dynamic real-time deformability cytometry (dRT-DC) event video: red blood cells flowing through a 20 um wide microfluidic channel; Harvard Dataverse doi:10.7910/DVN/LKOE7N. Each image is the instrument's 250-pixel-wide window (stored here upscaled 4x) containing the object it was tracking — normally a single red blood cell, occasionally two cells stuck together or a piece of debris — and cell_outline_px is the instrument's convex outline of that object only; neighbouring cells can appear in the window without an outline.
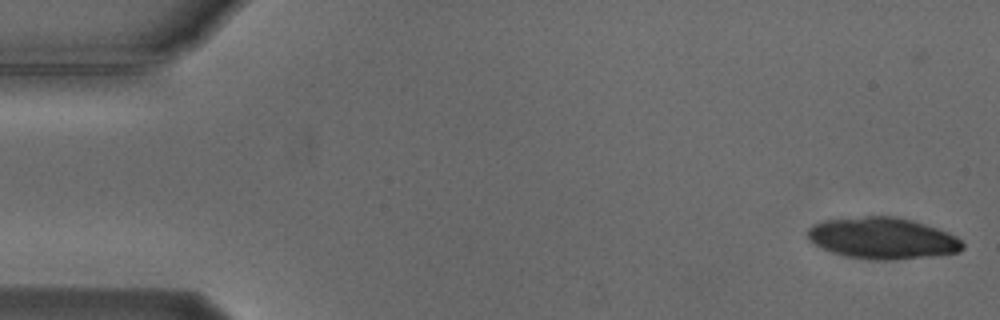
{"species": "Egyptian fruit bat (a non-hibernating species)", "species_latin": "Rousettus aegyptiacus", "temperature_condition": "cold", "stored_images_in_passage": 57, "camera_frame_rate_fps": 3000, "um_per_image_px": 0.085, "animal": {"sex": "male"}, "frame": {"image": 1, "passage_image": 3, "time_ms": 0.667, "image_size_px": [1000, 320], "cell_outline_px": [[964, 248], [960, 252], [936, 256], [896, 260], [868, 260], [844, 256], [832, 252], [812, 244], [808, 240], [808, 228], [812, 224], [824, 220], [864, 216], [896, 216], [912, 220], [948, 232], [956, 236], [964, 244]], "centroid_in_image_um": [75.01, 20.26], "position_along_channel_um": 10.0, "area_um2": 37.92}}
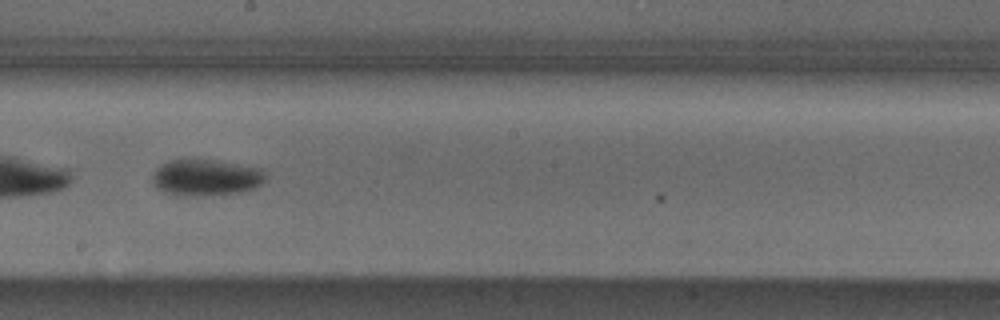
{"frame": {"image": 2, "passage_image": 32, "time_ms": 10.333, "image_size_px": [1000, 320], "cell_outline_px": [[264, 180], [256, 188], [240, 192], [204, 196], [176, 196], [164, 192], [152, 184], [152, 176], [156, 168], [160, 164], [168, 160], [216, 160], [264, 168]], "centroid_in_image_um": [17.49, 15.1], "position_along_channel_um": 230.7, "area_um2": 24.33}}
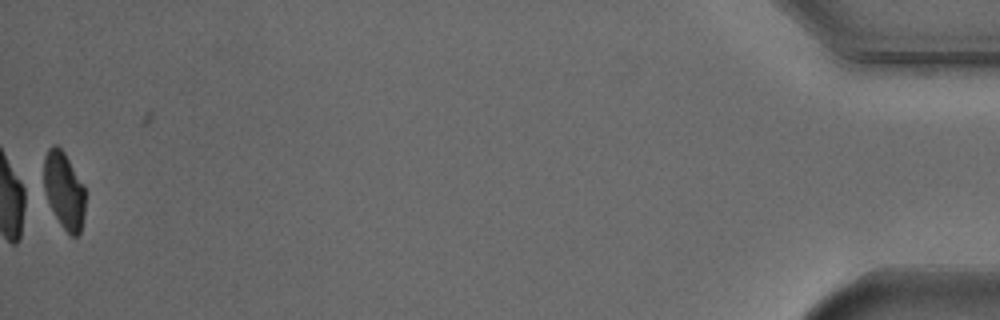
{"frame": {"image": 3, "passage_image": 56, "time_ms": 18.333, "image_size_px": [1000, 320], "cell_outline_px": [[84, 216], [80, 232], [76, 236], [72, 236], [60, 224], [40, 188], [44, 156], [48, 148], [52, 144], [56, 144], [64, 152], [84, 184]], "centroid_in_image_um": [5.37, 16.12], "position_along_channel_um": 429.8, "area_um2": 19.19}, "authors_computed_cell_mechanics": {"area_um2": 23.2356, "velocity_mm_per_s": 3.7431, "shape_relaxation_time_tau1_ms": 1.8557, "shape_relaxation_time_tau2_ms": null, "deformation_change_tau1": 0.0888, "deformation_change_tau2": null}}